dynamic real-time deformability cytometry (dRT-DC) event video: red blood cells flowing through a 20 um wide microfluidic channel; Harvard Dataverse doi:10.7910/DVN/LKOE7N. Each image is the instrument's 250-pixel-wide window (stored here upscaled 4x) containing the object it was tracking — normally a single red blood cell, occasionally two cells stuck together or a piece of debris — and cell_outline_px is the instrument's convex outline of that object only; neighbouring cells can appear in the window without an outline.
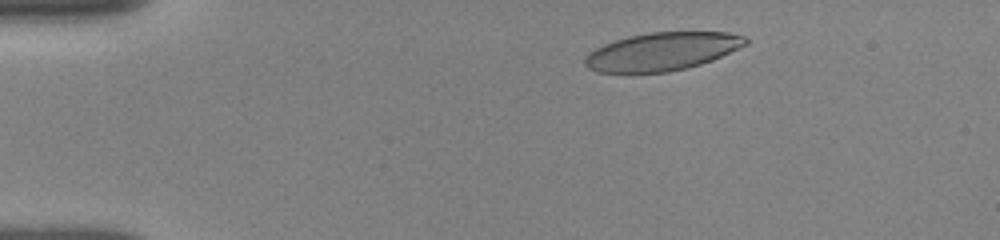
{"species": "human", "species_latin": "Homo sapiens", "temperature_condition": "room temperature", "stored_images_in_passage": 27, "camera_frame_rate_fps": 3000, "um_per_image_px": 0.085, "donor": {"sex": "female"}, "frame": {"image": 1, "passage_image": 3, "time_ms": 1.333, "image_size_px": [1000, 240], "cell_outline_px": [[748, 44], [712, 60], [700, 64], [668, 72], [596, 72], [588, 68], [584, 64], [584, 60], [588, 52], [604, 44], [628, 36], [648, 32], [728, 32], [744, 36], [748, 40]], "centroid_in_image_um": [56.27, 4.37], "position_along_channel_um": 28.7, "area_um2": 35.49}}
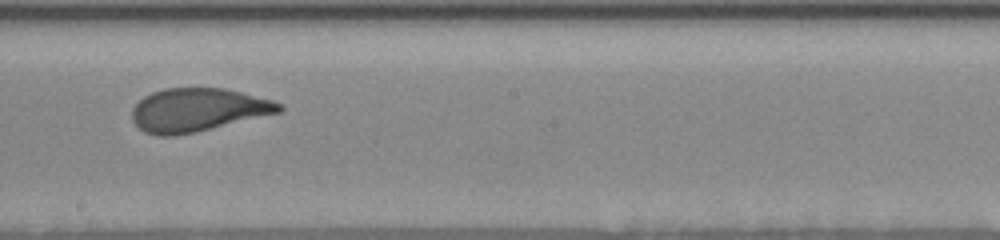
{"frame": {"image": 2, "passage_image": 17, "time_ms": 8.333, "image_size_px": [1000, 240], "cell_outline_px": [[284, 108], [280, 112], [196, 132], [172, 136], [156, 136], [144, 132], [132, 120], [132, 108], [144, 96], [152, 92], [164, 88], [224, 88], [272, 100], [284, 104]], "centroid_in_image_um": [16.8, 9.34], "position_along_channel_um": 231.4, "area_um2": 37.05}}
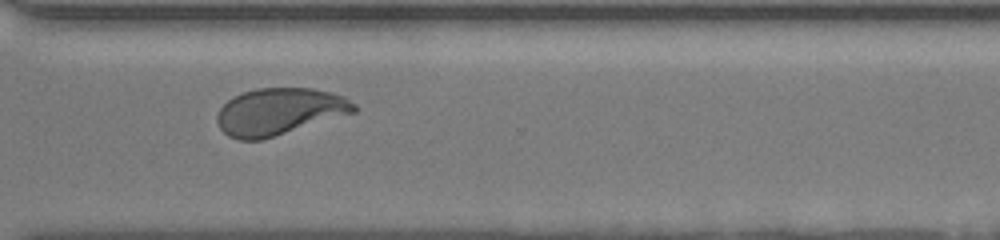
{"frame": {"image": 3, "passage_image": 26, "time_ms": 11.333, "image_size_px": [1000, 240], "cell_outline_px": [[356, 112], [260, 140], [236, 140], [228, 136], [220, 128], [216, 120], [216, 116], [220, 108], [232, 96], [256, 88], [312, 88], [332, 92], [344, 96], [356, 104]], "centroid_in_image_um": [23.73, 9.47], "position_along_channel_um": 346.9, "area_um2": 37.4}}